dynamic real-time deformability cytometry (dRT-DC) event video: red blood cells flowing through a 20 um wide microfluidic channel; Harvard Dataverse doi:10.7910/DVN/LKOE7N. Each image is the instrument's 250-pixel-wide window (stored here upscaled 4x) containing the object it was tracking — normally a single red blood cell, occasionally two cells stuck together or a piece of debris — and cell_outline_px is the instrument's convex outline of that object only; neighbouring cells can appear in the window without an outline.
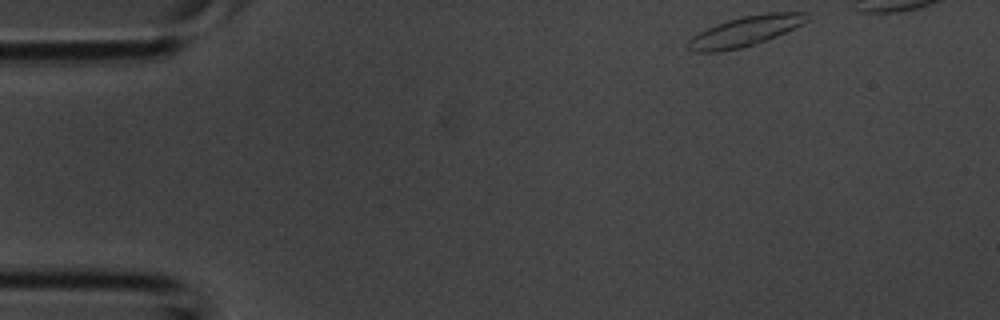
{"species": "common noctule bat (a hibernating species)", "species_latin": "Nyctalus noctula", "temperature_condition": "room temperature", "stored_images_in_passage": 31, "camera_frame_rate_fps": 3000, "um_per_image_px": 0.085, "animal": {"sex": "male", "body_mass_g": 20.1, "forearm_length_mm": 53.5}, "frame": {"image": 1, "passage_image": 1, "time_ms": 0.0, "image_size_px": [1000, 320], "cell_outline_px": [[808, 20], [804, 24], [776, 36], [740, 48], [716, 52], [696, 52], [688, 48], [688, 40], [692, 36], [716, 24], [740, 16], [768, 12], [808, 12]], "centroid_in_image_um": [63.37, 2.63], "position_along_channel_um": 21.6, "area_um2": 20.63}}
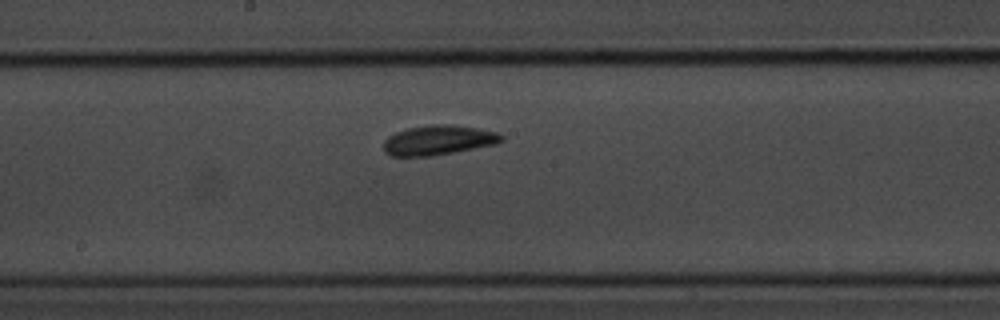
{"frame": {"image": 2, "passage_image": 18, "time_ms": 5.667, "image_size_px": [1000, 320], "cell_outline_px": [[504, 140], [496, 144], [432, 156], [392, 156], [384, 152], [384, 140], [388, 136], [396, 132], [408, 128], [432, 124], [452, 124], [476, 128], [496, 132], [504, 136]], "centroid_in_image_um": [37.25, 11.91], "position_along_channel_um": 210.9, "area_um2": 20.4}}
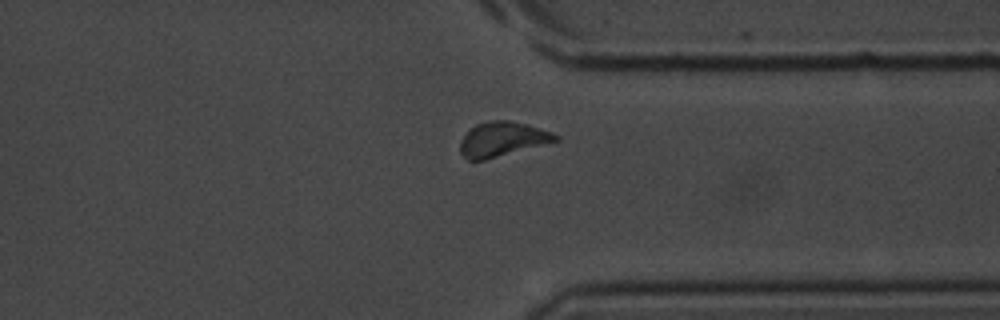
{"frame": {"image": 3, "passage_image": 28, "time_ms": 9.0, "image_size_px": [1000, 320], "cell_outline_px": [[560, 140], [484, 160], [468, 160], [460, 152], [460, 140], [476, 124], [488, 120], [508, 120], [524, 124], [552, 132], [560, 136]], "centroid_in_image_um": [42.69, 11.83], "position_along_channel_um": 368.7, "area_um2": 18.96}}